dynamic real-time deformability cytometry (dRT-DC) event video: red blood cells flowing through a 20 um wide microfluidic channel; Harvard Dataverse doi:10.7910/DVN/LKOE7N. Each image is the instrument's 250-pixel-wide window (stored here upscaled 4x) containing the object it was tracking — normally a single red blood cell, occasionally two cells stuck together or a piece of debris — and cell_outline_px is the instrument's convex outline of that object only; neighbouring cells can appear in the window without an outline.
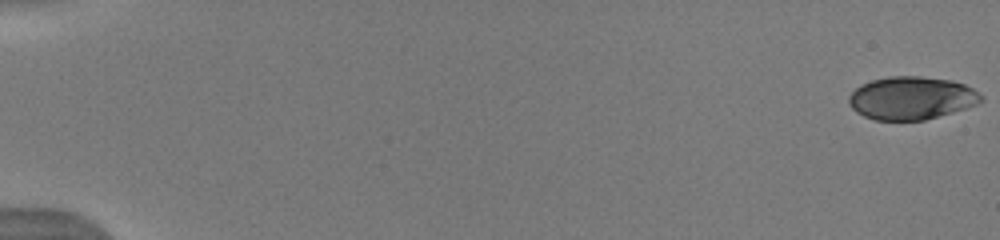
{"species": "human", "species_latin": "Homo sapiens", "temperature_condition": "warm", "stored_images_in_passage": 12, "camera_frame_rate_fps": 3000, "um_per_image_px": 0.085, "donor": {"sex": "male"}, "frame": {"image": 1, "passage_image": 1, "time_ms": 0.0, "image_size_px": [1000, 240], "cell_outline_px": [[984, 100], [968, 108], [924, 120], [876, 120], [864, 116], [856, 112], [848, 104], [848, 96], [860, 84], [872, 80], [888, 76], [920, 76], [952, 80], [964, 84], [972, 88], [984, 96]], "centroid_in_image_um": [77.48, 8.33], "position_along_channel_um": 7.5, "area_um2": 33.35}}
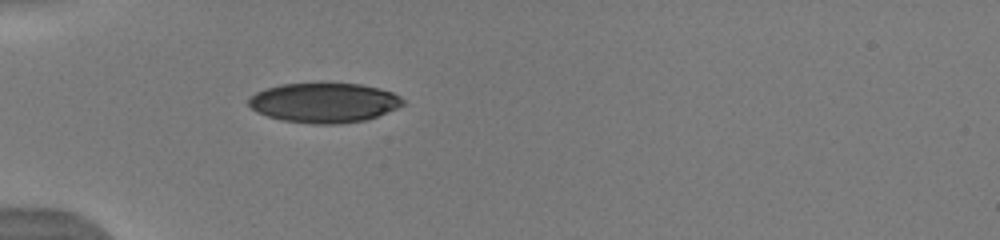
{"frame": {"image": 2, "passage_image": 10, "time_ms": 5.667, "image_size_px": [1000, 240], "cell_outline_px": [[404, 104], [396, 108], [376, 116], [364, 120], [340, 124], [312, 124], [280, 120], [256, 112], [248, 104], [248, 100], [256, 92], [280, 84], [324, 80], [360, 84], [392, 92], [400, 96], [404, 100]], "centroid_in_image_um": [27.52, 8.69], "position_along_channel_um": 57.5, "area_um2": 36.53}}